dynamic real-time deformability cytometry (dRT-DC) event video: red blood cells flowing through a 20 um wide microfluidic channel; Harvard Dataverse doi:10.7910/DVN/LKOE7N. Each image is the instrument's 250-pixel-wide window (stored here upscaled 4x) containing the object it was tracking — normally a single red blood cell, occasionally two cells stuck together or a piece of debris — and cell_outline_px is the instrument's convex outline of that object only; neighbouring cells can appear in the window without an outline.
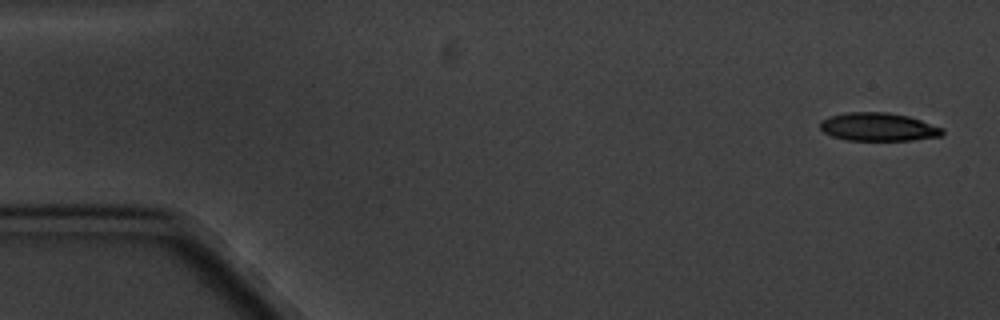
{"species": "common noctule bat (a hibernating species)", "species_latin": "Nyctalus noctula", "temperature_condition": "cold", "stored_images_in_passage": 5, "camera_frame_rate_fps": 3000, "um_per_image_px": 0.085, "animal": {"sex": "male", "body_mass_g": 20.1, "forearm_length_mm": 53.5}, "frame": {"image": 1, "passage_image": 1, "time_ms": 0.0, "image_size_px": [1000, 320], "cell_outline_px": [[944, 132], [940, 136], [912, 140], [848, 140], [832, 136], [824, 132], [820, 128], [820, 120], [844, 112], [888, 112], [908, 116], [944, 128]], "centroid_in_image_um": [74.65, 10.78], "position_along_channel_um": 10.3, "area_um2": 20.06}}
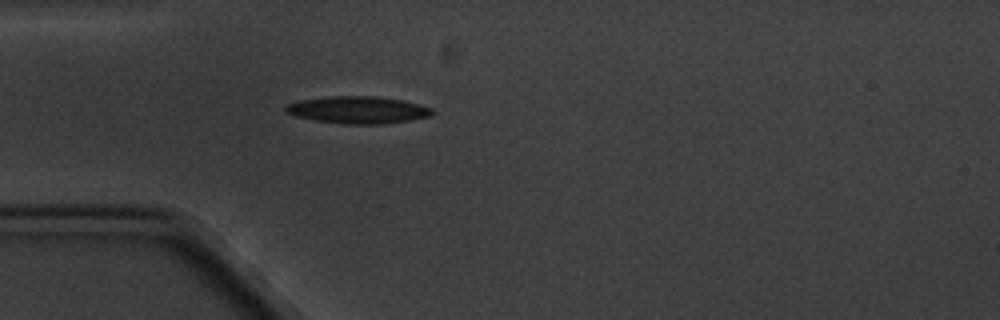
{"frame": {"image": 2, "passage_image": 5, "time_ms": 4.667, "image_size_px": [1000, 320], "cell_outline_px": [[432, 116], [412, 120], [380, 124], [344, 124], [316, 120], [296, 116], [288, 112], [284, 108], [288, 104], [300, 100], [328, 96], [376, 96], [404, 100], [432, 108]], "centroid_in_image_um": [30.46, 9.34], "position_along_channel_um": 54.5, "area_um2": 23.12}}